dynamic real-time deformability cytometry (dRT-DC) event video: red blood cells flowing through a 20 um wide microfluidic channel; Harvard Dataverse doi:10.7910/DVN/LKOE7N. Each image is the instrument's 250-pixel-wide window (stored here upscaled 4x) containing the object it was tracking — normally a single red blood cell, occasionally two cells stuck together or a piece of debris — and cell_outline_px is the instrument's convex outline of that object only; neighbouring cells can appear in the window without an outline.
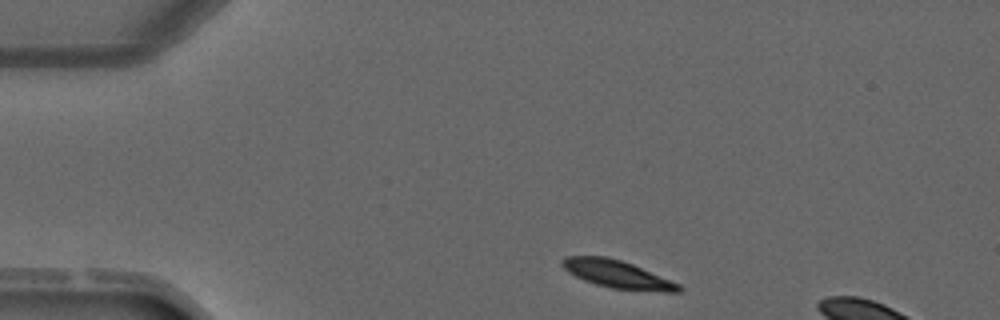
{"species": "common noctule bat (a hibernating species)", "species_latin": "Nyctalus noctula", "temperature_condition": "warm", "stored_images_in_passage": 2, "camera_frame_rate_fps": 3000, "um_per_image_px": 0.085, "animal": {"sex": "male", "forearm_length_mm": 52.5}, "frame": {"image": 1, "passage_image": 1, "time_ms": 0.0, "image_size_px": [1000, 320], "cell_outline_px": [[684, 288], [680, 292], [664, 292], [612, 288], [596, 284], [584, 280], [568, 272], [560, 264], [560, 260], [564, 256], [604, 256], [620, 260], [632, 264], [680, 284]], "centroid_in_image_um": [52.46, 23.31], "position_along_channel_um": 32.5, "area_um2": 18.73}}